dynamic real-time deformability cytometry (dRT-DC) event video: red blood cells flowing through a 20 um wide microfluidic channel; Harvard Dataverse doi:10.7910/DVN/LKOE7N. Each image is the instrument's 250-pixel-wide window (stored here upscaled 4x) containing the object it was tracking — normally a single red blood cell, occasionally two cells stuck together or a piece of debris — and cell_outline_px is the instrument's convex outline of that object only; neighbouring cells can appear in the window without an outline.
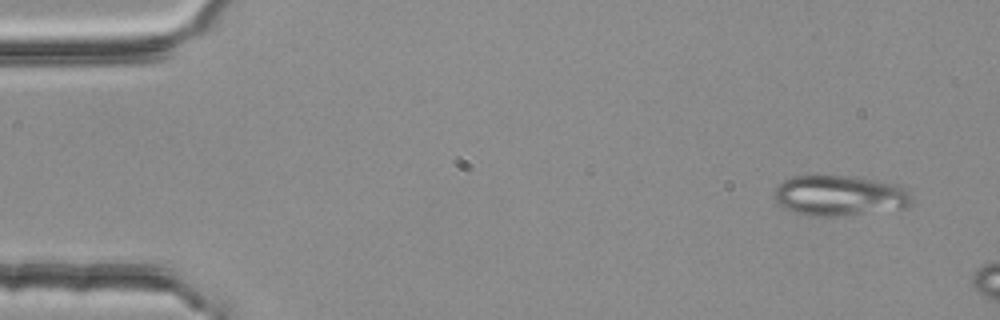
{"species": "common noctule bat (a hibernating species)", "species_latin": "Nyctalus noctula", "temperature_condition": "room temperature", "stored_images_in_passage": 4, "camera_frame_rate_fps": 3000, "um_per_image_px": 0.085, "animal": {"sex": "female", "body_mass_g": 25.1}, "frame": {"image": 1, "passage_image": 1, "time_ms": 0.0, "image_size_px": [1000, 320], "cell_outline_px": [[912, 204], [904, 208], [836, 216], [808, 216], [796, 212], [780, 204], [776, 200], [776, 188], [784, 180], [792, 176], [848, 176], [876, 180], [900, 184], [904, 188], [912, 200]], "centroid_in_image_um": [71.4, 16.62], "position_along_channel_um": 13.6, "area_um2": 31.91}}